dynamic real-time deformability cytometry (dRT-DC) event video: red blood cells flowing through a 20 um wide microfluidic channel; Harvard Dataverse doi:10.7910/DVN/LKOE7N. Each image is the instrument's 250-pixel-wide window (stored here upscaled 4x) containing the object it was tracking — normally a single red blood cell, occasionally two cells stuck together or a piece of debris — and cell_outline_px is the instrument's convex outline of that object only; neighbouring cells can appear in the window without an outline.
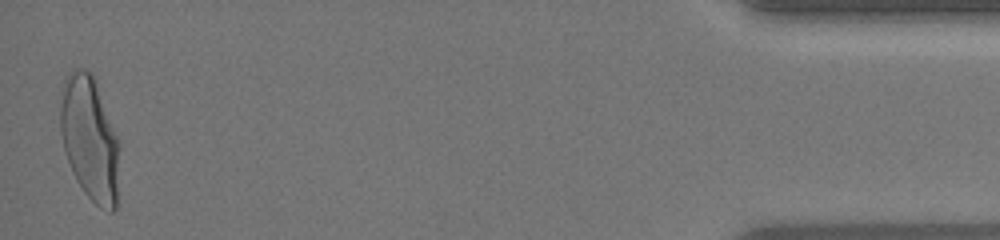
{"species": "human", "species_latin": "Homo sapiens", "temperature_condition": "warm", "stored_images_in_passage": 37, "camera_frame_rate_fps": 3000, "um_per_image_px": 0.085, "donor": {"sex": "female"}, "frame": {"image": 1, "passage_image": 37, "time_ms": 12.0, "image_size_px": [1000, 240], "cell_outline_px": [[120, 144], [116, 208], [112, 212], [108, 212], [100, 208], [84, 192], [76, 180], [68, 160], [64, 148], [60, 132], [60, 104], [64, 80], [72, 68], [84, 68], [92, 72]], "centroid_in_image_um": [7.63, 11.78], "position_along_channel_um": 427.6, "area_um2": 42.89}, "authors_computed_cell_mechanics": {"area_um2": 39.015, "velocity_mm_per_s": 4.1287, "shape_relaxation_time_tau1_ms": 5.319, "shape_relaxation_time_tau2_ms": null, "deformation_change_tau1": 0.2196, "deformation_change_tau2": null}}